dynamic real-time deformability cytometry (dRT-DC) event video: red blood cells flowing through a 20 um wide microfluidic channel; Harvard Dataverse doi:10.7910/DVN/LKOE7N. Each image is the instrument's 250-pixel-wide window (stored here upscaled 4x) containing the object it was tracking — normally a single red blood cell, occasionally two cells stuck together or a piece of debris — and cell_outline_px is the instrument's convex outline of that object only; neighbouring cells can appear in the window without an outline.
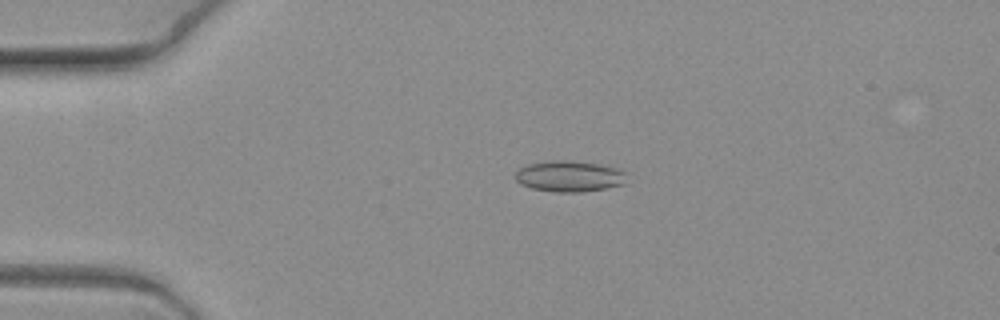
{"species": "common noctule bat (a hibernating species)", "species_latin": "Nyctalus noctula", "temperature_condition": "warm", "stored_images_in_passage": 4, "camera_frame_rate_fps": 3000, "um_per_image_px": 0.085, "animal": {"sex": "female", "body_mass_g": 19.3, "forearm_length_mm": 54.1}, "frame": {"image": 1, "passage_image": 1, "time_ms": 0.0, "image_size_px": [1000, 320], "cell_outline_px": [[624, 184], [604, 188], [580, 192], [556, 192], [532, 188], [520, 184], [516, 180], [516, 172], [520, 168], [528, 164], [552, 160], [556, 160], [596, 164], [616, 168], [624, 172]], "centroid_in_image_um": [48.34, 14.99], "position_along_channel_um": 36.7, "area_um2": 19.59}}
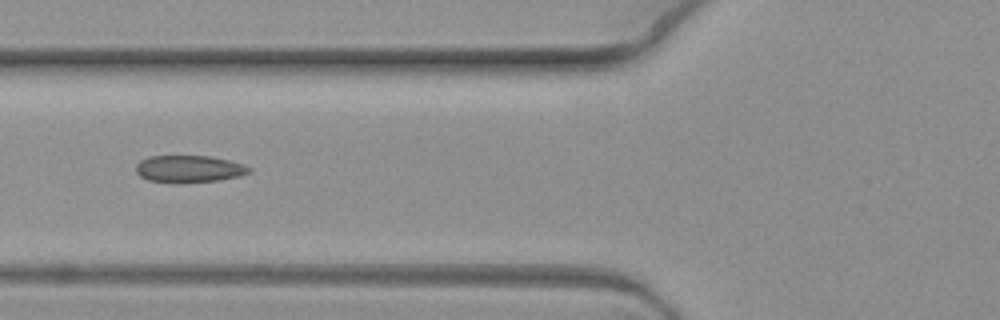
{"frame": {"image": 2, "passage_image": 4, "time_ms": 1.0, "image_size_px": [1000, 320], "cell_outline_px": [[252, 168], [248, 172], [240, 176], [216, 180], [180, 184], [172, 184], [148, 180], [140, 176], [136, 172], [136, 164], [140, 160], [148, 156], [208, 156], [228, 160], [244, 164]], "centroid_in_image_um": [16.02, 14.37], "position_along_channel_um": 109.8, "area_um2": 18.09}}